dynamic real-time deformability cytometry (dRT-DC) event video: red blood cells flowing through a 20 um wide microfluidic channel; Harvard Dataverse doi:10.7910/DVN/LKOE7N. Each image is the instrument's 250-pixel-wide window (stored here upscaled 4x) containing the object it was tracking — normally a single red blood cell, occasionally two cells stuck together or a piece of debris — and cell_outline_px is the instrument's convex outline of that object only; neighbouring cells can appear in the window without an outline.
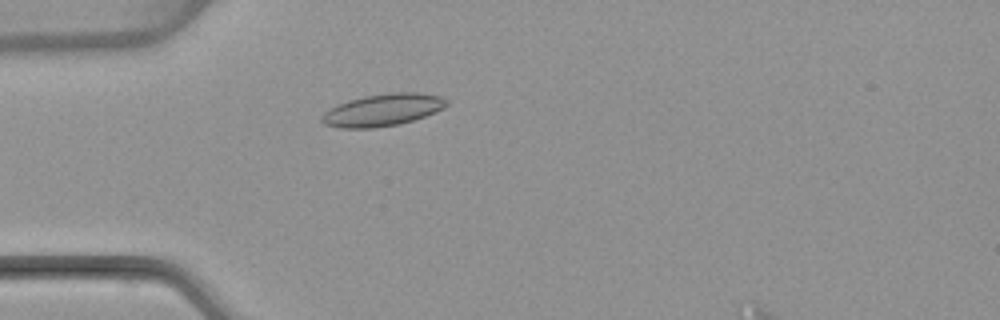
{"species": "common noctule bat (a hibernating species)", "species_latin": "Nyctalus noctula", "temperature_condition": "warm", "stored_images_in_passage": 4, "camera_frame_rate_fps": 3000, "um_per_image_px": 0.085, "animal": {"sex": "female", "body_mass_g": 22.7, "forearm_length_mm": 54.2}, "frame": {"image": 1, "passage_image": 4, "time_ms": 4.333, "image_size_px": [1000, 320], "cell_outline_px": [[448, 104], [444, 108], [424, 116], [400, 124], [372, 128], [340, 128], [324, 124], [320, 120], [320, 116], [324, 112], [336, 104], [348, 100], [364, 96], [392, 92], [420, 92], [440, 96], [448, 100]], "centroid_in_image_um": [32.51, 9.34], "position_along_channel_um": 52.5, "area_um2": 23.52}}